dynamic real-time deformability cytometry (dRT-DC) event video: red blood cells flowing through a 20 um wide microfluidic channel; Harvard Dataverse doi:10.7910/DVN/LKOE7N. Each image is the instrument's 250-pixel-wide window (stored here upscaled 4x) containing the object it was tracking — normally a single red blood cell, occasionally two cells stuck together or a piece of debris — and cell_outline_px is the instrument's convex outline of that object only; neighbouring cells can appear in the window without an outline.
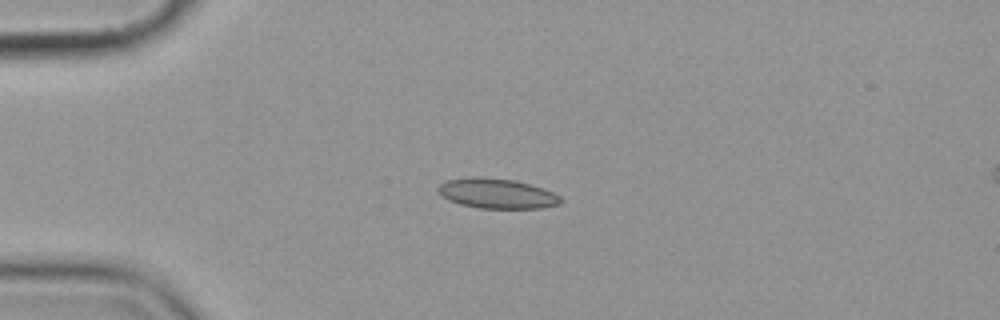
{"species": "common noctule bat (a hibernating species)", "species_latin": "Nyctalus noctula", "temperature_condition": "cold", "stored_images_in_passage": 6, "camera_frame_rate_fps": 3000, "um_per_image_px": 0.085, "animal": {"sex": "female", "body_mass_g": 19.9}, "frame": {"image": 1, "passage_image": 4, "time_ms": 3.333, "image_size_px": [1000, 320], "cell_outline_px": [[564, 200], [560, 204], [540, 208], [480, 208], [460, 204], [448, 200], [440, 196], [436, 192], [436, 188], [440, 184], [448, 180], [476, 176], [516, 180], [552, 192], [560, 196]], "centroid_in_image_um": [42.19, 16.45], "position_along_channel_um": 42.8, "area_um2": 21.44}}